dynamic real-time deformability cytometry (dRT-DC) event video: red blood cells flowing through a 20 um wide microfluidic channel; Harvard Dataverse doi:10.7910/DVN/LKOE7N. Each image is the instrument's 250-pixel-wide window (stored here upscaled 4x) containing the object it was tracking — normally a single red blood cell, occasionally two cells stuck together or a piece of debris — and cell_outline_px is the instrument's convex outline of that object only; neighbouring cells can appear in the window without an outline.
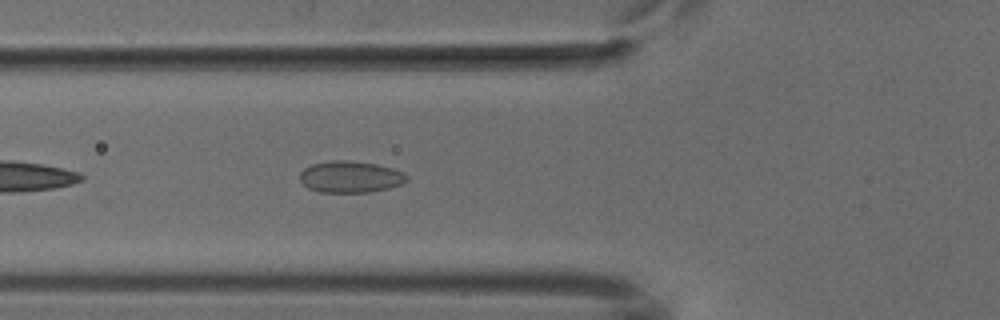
{"species": "common noctule bat (a hibernating species)", "species_latin": "Nyctalus noctula", "temperature_condition": "cold", "stored_images_in_passage": 38, "camera_frame_rate_fps": 3000, "um_per_image_px": 0.085, "animal": {"sex": "male", "body_mass_g": 18.8}, "frame": {"image": 1, "passage_image": 5, "time_ms": 1.333, "image_size_px": [1000, 320], "cell_outline_px": [[408, 180], [400, 184], [388, 188], [368, 192], [320, 192], [308, 188], [300, 180], [300, 172], [304, 168], [312, 164], [332, 160], [348, 160], [376, 164], [392, 168], [404, 172], [408, 176]], "centroid_in_image_um": [29.78, 15.02], "position_along_channel_um": 96.0, "area_um2": 19.65}}
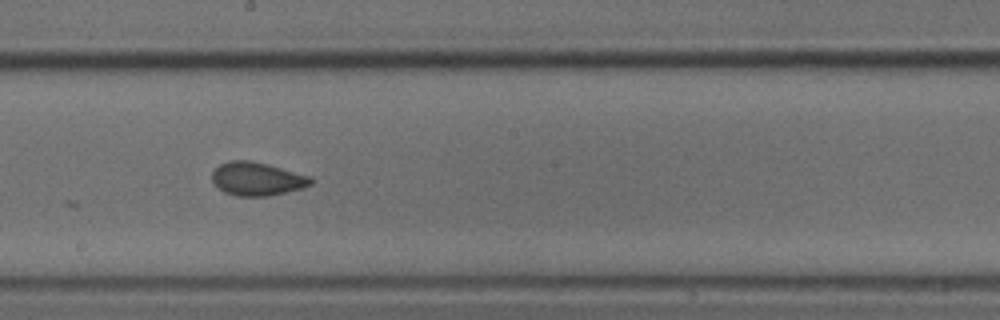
{"frame": {"image": 2, "passage_image": 15, "time_ms": 4.667, "image_size_px": [1000, 320], "cell_outline_px": [[312, 184], [300, 188], [268, 196], [236, 196], [224, 192], [212, 180], [212, 172], [220, 164], [228, 160], [252, 160], [268, 164], [312, 176]], "centroid_in_image_um": [21.85, 15.19], "position_along_channel_um": 226.4, "area_um2": 19.19}}
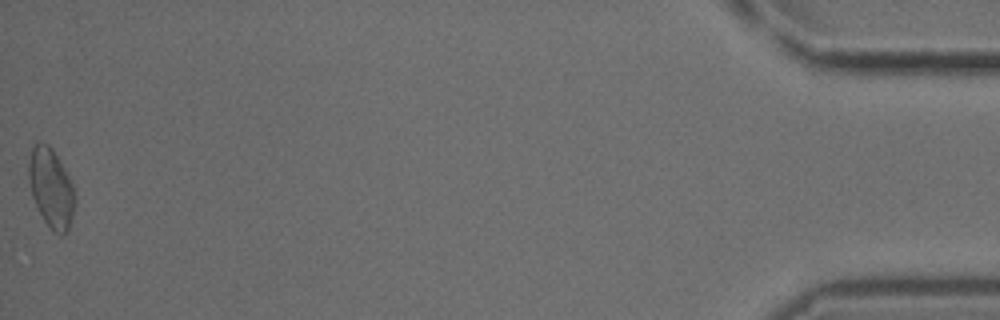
{"frame": {"image": 3, "passage_image": 38, "time_ms": 12.333, "image_size_px": [1000, 320], "cell_outline_px": [[76, 204], [68, 232], [64, 236], [60, 236], [52, 232], [44, 220], [32, 196], [28, 180], [28, 164], [32, 148], [36, 140], [40, 140], [48, 144], [52, 148], [64, 168], [72, 184], [76, 196]], "centroid_in_image_um": [4.35, 16.0], "position_along_channel_um": 430.8, "area_um2": 21.73}}